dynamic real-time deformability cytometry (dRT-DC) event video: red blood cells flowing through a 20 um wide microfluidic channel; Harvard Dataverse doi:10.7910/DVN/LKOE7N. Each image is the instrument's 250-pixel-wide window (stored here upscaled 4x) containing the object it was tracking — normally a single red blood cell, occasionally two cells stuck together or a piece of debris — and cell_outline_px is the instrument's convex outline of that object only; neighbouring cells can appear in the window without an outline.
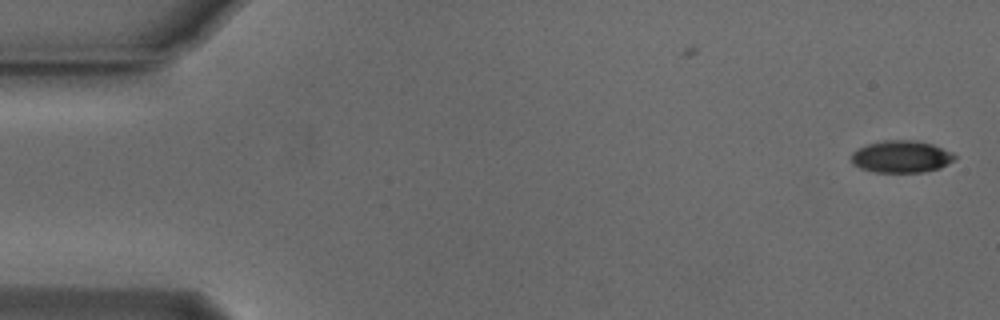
{"species": "Egyptian fruit bat (a non-hibernating species)", "species_latin": "Rousettus aegyptiacus", "temperature_condition": "cold", "stored_images_in_passage": 54, "camera_frame_rate_fps": 3000, "um_per_image_px": 0.085, "animal": {"sex": "male"}, "frame": {"image": 1, "passage_image": 1, "time_ms": 0.0, "image_size_px": [1000, 320], "cell_outline_px": [[956, 160], [940, 168], [924, 172], [876, 172], [860, 168], [852, 164], [852, 152], [856, 148], [868, 144], [884, 140], [916, 140], [932, 144], [952, 152], [956, 156]], "centroid_in_image_um": [76.62, 13.31], "position_along_channel_um": 8.4, "area_um2": 19.48}}
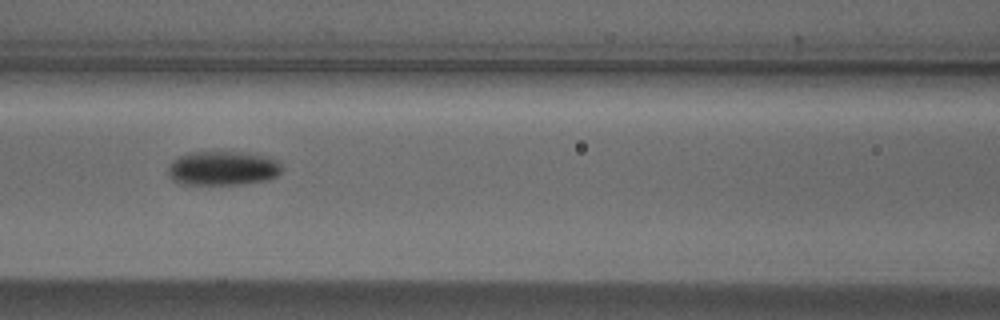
{"frame": {"image": 2, "passage_image": 23, "time_ms": 7.333, "image_size_px": [1000, 320], "cell_outline_px": [[284, 168], [276, 176], [268, 180], [244, 184], [184, 184], [172, 180], [168, 176], [168, 164], [172, 160], [188, 152], [252, 152], [276, 160]], "centroid_in_image_um": [18.93, 14.3], "position_along_channel_um": 147.7, "area_um2": 22.95}}
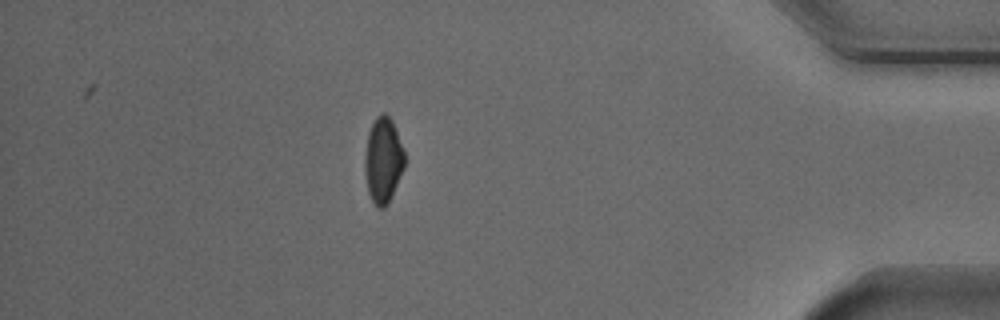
{"frame": {"image": 3, "passage_image": 47, "time_ms": 15.333, "image_size_px": [1000, 320], "cell_outline_px": [[404, 168], [388, 204], [384, 208], [380, 208], [372, 200], [368, 192], [364, 172], [364, 156], [368, 132], [376, 116], [384, 112], [392, 120], [404, 152]], "centroid_in_image_um": [32.54, 13.61], "position_along_channel_um": 402.7, "area_um2": 19.77}, "authors_computed_cell_mechanics": {"area_um2": 20.6057, "velocity_mm_per_s": 3.7639, "shape_relaxation_time_tau1_ms": 2.415, "shape_relaxation_time_tau2_ms": null, "deformation_change_tau1": 0.1055, "deformation_change_tau2": null}}